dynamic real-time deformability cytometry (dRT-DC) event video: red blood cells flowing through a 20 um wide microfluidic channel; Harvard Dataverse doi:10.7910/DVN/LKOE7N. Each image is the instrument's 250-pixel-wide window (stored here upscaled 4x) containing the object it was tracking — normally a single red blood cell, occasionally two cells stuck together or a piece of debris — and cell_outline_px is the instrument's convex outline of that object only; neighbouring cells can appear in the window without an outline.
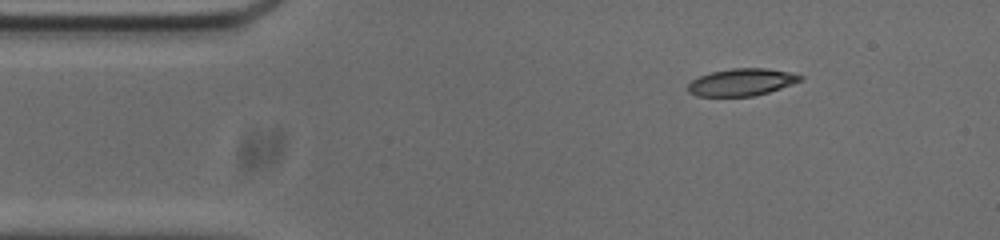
{"species": "common noctule bat (a hibernating species)", "species_latin": "Nyctalus noctula", "temperature_condition": "cold", "stored_images_in_passage": 47, "camera_frame_rate_fps": 3000, "um_per_image_px": 0.085, "animal": {"sex": "male", "body_mass_g": 20.0, "forearm_length_mm": 53.3}, "frame": {"image": 1, "passage_image": 1, "time_ms": 0.0, "image_size_px": [1000, 240], "cell_outline_px": [[804, 80], [768, 92], [752, 96], [696, 96], [688, 92], [688, 84], [692, 80], [700, 76], [712, 72], [732, 68], [764, 68], [792, 72], [804, 76]], "centroid_in_image_um": [63.06, 6.98], "position_along_channel_um": 21.9, "area_um2": 17.8}}
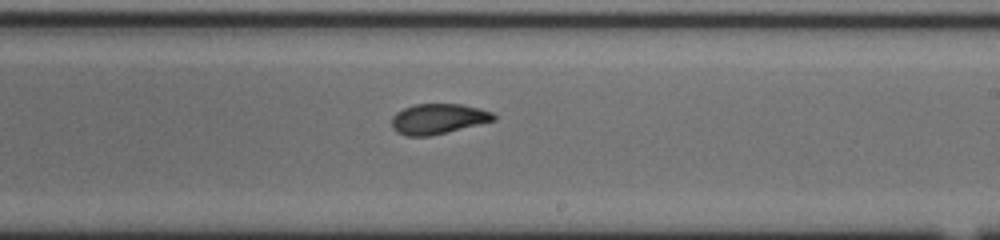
{"frame": {"image": 2, "passage_image": 24, "time_ms": 7.667, "image_size_px": [1000, 240], "cell_outline_px": [[496, 120], [428, 136], [404, 136], [396, 132], [392, 128], [392, 116], [396, 112], [404, 108], [416, 104], [460, 104], [480, 108], [492, 112], [496, 116]], "centroid_in_image_um": [37.22, 10.1], "position_along_channel_um": 251.8, "area_um2": 17.92}}
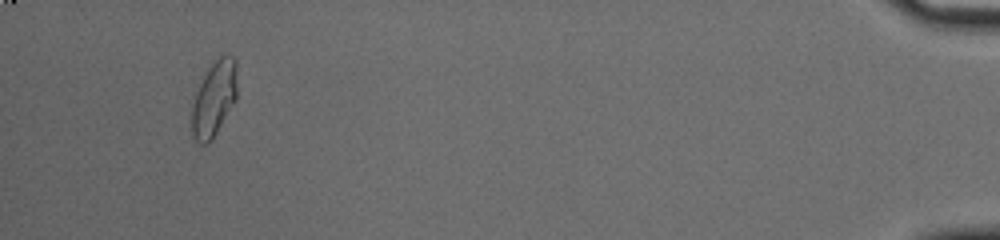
{"frame": {"image": 3, "passage_image": 44, "time_ms": 14.333, "image_size_px": [1000, 240], "cell_outline_px": [[236, 100], [212, 140], [208, 144], [200, 144], [196, 140], [192, 132], [192, 104], [196, 92], [208, 68], [220, 56], [232, 56], [236, 60]], "centroid_in_image_um": [18.2, 8.41], "position_along_channel_um": 417.0, "area_um2": 19.59}, "authors_computed_cell_mechanics": {"area_um2": 18.785, "velocity_mm_per_s": 3.7581, "shape_relaxation_time_tau1_ms": null, "shape_relaxation_time_tau2_ms": 1.6336, "deformation_change_tau1": null, "deformation_change_tau2": 0.0656}}